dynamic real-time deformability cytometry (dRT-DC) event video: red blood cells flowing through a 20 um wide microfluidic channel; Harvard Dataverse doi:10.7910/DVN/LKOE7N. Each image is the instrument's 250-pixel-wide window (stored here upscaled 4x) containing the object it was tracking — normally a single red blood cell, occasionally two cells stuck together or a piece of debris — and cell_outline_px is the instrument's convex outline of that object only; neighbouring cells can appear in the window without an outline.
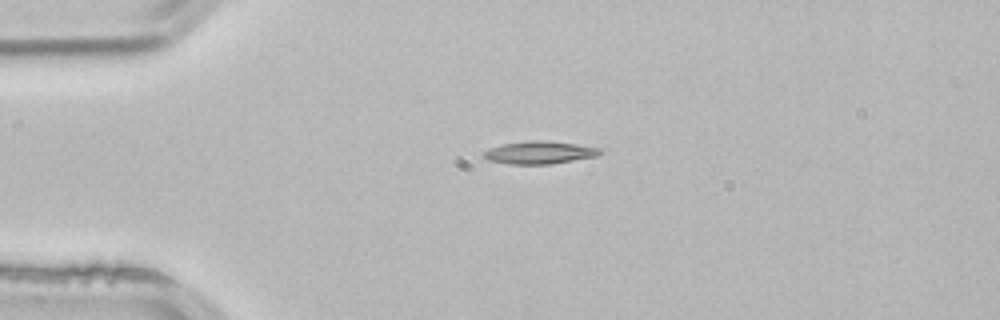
{"species": "common noctule bat (a hibernating species)", "species_latin": "Nyctalus noctula", "temperature_condition": "room temperature", "stored_images_in_passage": 1, "camera_frame_rate_fps": 3000, "um_per_image_px": 0.085, "animal": {"sex": "male", "body_mass_g": 21.5, "forearm_length_mm": 52.0}, "frame": {"image": 1, "passage_image": 1, "time_ms": 0.0, "image_size_px": [1000, 320], "cell_outline_px": [[604, 152], [596, 156], [552, 164], [508, 164], [488, 160], [484, 156], [484, 152], [488, 148], [500, 144], [528, 140], [540, 140], [576, 144], [600, 148]], "centroid_in_image_um": [45.84, 12.96], "position_along_channel_um": 39.2, "area_um2": 15.43}}